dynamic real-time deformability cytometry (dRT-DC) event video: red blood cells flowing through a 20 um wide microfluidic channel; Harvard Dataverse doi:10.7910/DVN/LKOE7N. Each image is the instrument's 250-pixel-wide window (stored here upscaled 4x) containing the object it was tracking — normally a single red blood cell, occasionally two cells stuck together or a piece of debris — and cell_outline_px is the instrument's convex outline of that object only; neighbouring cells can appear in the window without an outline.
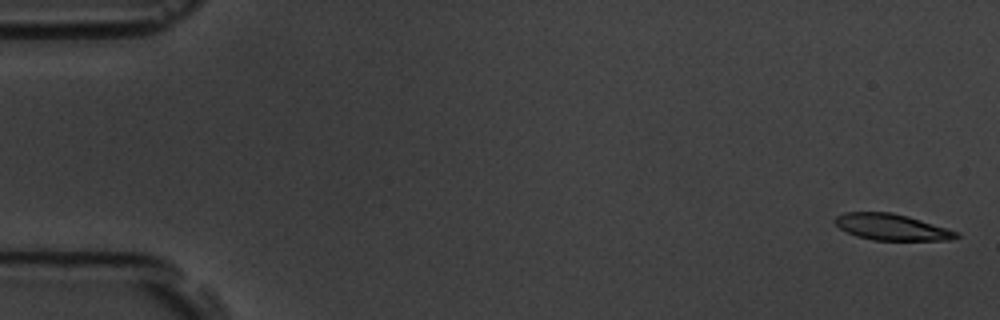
{"species": "common noctule bat (a hibernating species)", "species_latin": "Nyctalus noctula", "temperature_condition": "room temperature", "stored_images_in_passage": 6, "camera_frame_rate_fps": 3000, "um_per_image_px": 0.085, "animal": {"sex": "male", "body_mass_g": 19.5, "forearm_length_mm": 54.6}, "frame": {"image": 1, "passage_image": 1, "time_ms": 0.0, "image_size_px": [1000, 320], "cell_outline_px": [[960, 236], [948, 240], [872, 240], [856, 236], [840, 228], [832, 220], [836, 216], [844, 212], [892, 212], [908, 216], [960, 232]], "centroid_in_image_um": [75.78, 19.3], "position_along_channel_um": 9.2, "area_um2": 18.61}}
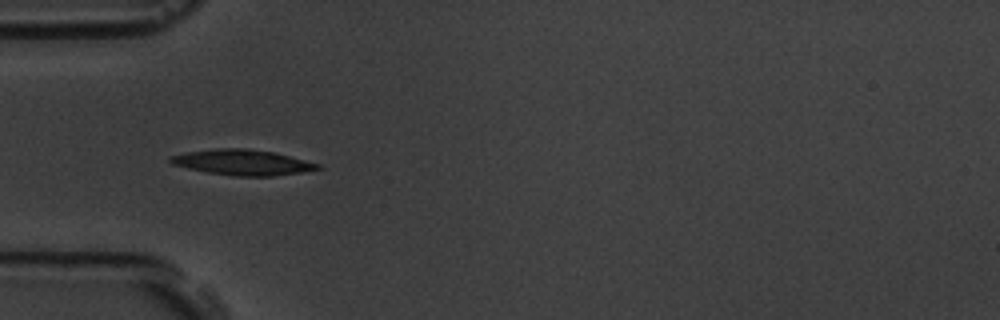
{"frame": {"image": 2, "passage_image": 5, "time_ms": 5.333, "image_size_px": [1000, 320], "cell_outline_px": [[324, 168], [300, 172], [272, 176], [236, 176], [208, 172], [188, 168], [172, 164], [168, 160], [168, 156], [184, 152], [212, 148], [248, 148], [272, 152], [320, 164]], "centroid_in_image_um": [20.55, 13.79], "position_along_channel_um": 64.4, "area_um2": 21.85}}
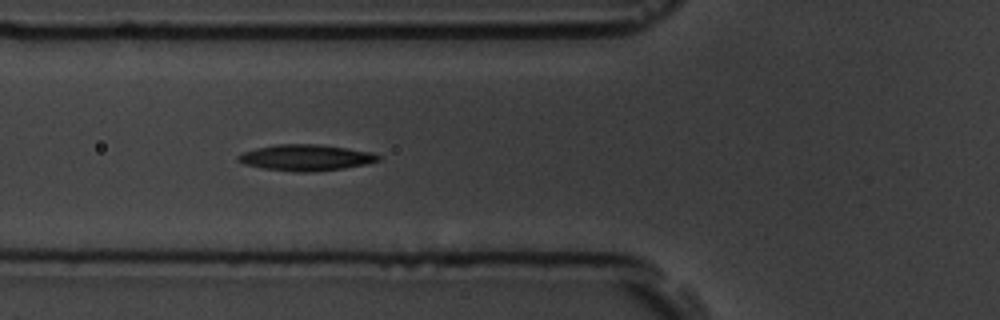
{"frame": {"image": 3, "passage_image": 6, "time_ms": 6.333, "image_size_px": [1000, 320], "cell_outline_px": [[380, 160], [364, 164], [344, 168], [308, 172], [296, 172], [264, 168], [244, 164], [236, 160], [236, 156], [240, 152], [256, 148], [276, 144], [316, 144], [372, 152], [380, 156]], "centroid_in_image_um": [25.93, 13.39], "position_along_channel_um": 99.9, "area_um2": 21.21}}